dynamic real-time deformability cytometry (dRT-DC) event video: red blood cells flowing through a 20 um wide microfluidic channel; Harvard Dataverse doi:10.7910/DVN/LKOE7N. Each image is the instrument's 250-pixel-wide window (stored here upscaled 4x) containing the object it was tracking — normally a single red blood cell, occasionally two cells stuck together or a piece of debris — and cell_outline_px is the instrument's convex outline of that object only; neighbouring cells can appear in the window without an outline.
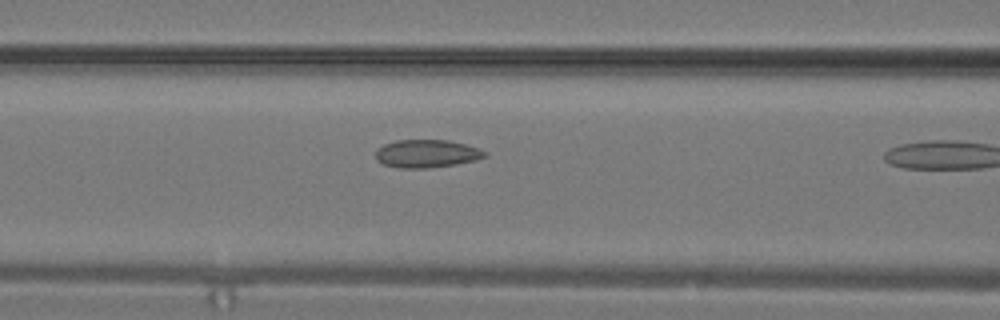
{"species": "common noctule bat (a hibernating species)", "species_latin": "Nyctalus noctula", "temperature_condition": "warm", "stored_images_in_passage": 6, "camera_frame_rate_fps": 3000, "um_per_image_px": 0.085, "animal": {"sex": "male", "body_mass_g": 19.2, "forearm_length_mm": 51.8}, "frame": {"image": 1, "passage_image": 5, "time_ms": 1.333, "image_size_px": [1000, 320], "cell_outline_px": [[488, 156], [476, 160], [456, 164], [428, 168], [400, 168], [384, 164], [376, 160], [376, 148], [384, 144], [396, 140], [448, 140], [464, 144], [488, 152]], "centroid_in_image_um": [36.26, 13.06], "position_along_channel_um": 130.3, "area_um2": 17.8}}